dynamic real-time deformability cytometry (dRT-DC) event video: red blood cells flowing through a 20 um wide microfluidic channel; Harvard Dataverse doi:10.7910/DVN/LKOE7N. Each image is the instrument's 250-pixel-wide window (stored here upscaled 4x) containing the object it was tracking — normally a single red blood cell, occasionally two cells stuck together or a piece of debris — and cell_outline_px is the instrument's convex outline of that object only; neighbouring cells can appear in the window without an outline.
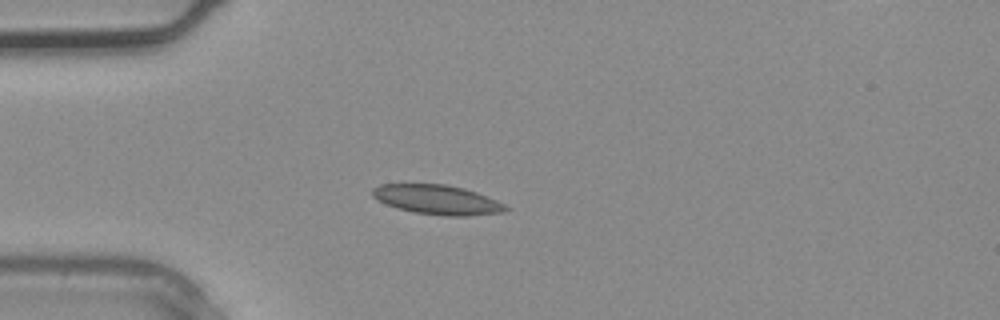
{"species": "common noctule bat (a hibernating species)", "species_latin": "Nyctalus noctula", "temperature_condition": "warm", "stored_images_in_passage": 2, "camera_frame_rate_fps": 3000, "um_per_image_px": 0.085, "animal": {"sex": "male", "body_mass_g": 20.4}, "frame": {"image": 1, "passage_image": 2, "time_ms": 0.333, "image_size_px": [1000, 320], "cell_outline_px": [[512, 208], [504, 212], [468, 216], [444, 216], [416, 212], [396, 208], [384, 204], [376, 200], [372, 196], [372, 188], [380, 184], [448, 184], [464, 188], [476, 192], [496, 200]], "centroid_in_image_um": [37.16, 16.97], "position_along_channel_um": 47.8, "area_um2": 23.12}}